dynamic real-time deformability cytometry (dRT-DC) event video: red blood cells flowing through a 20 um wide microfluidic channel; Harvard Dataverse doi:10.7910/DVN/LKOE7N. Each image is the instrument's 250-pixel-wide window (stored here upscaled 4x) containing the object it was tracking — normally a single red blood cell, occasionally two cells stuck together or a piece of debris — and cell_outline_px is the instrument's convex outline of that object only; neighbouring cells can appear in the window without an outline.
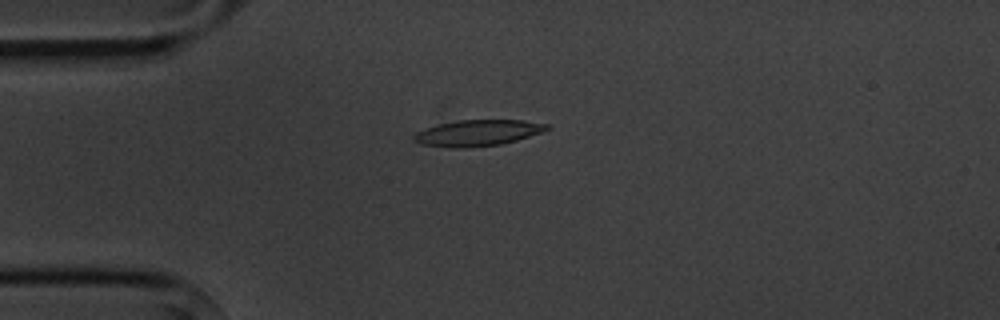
{"species": "common noctule bat (a hibernating species)", "species_latin": "Nyctalus noctula", "temperature_condition": "cold", "stored_images_in_passage": 5, "camera_frame_rate_fps": 3000, "um_per_image_px": 0.085, "animal": {"sex": "male", "body_mass_g": 20.1, "forearm_length_mm": 53.5}, "frame": {"image": 1, "passage_image": 5, "time_ms": 5.333, "image_size_px": [1000, 320], "cell_outline_px": [[552, 128], [516, 140], [500, 144], [464, 148], [452, 148], [420, 144], [412, 140], [412, 136], [416, 132], [424, 128], [456, 120], [524, 120], [548, 124]], "centroid_in_image_um": [40.56, 11.29], "position_along_channel_um": 44.4, "area_um2": 20.23}}